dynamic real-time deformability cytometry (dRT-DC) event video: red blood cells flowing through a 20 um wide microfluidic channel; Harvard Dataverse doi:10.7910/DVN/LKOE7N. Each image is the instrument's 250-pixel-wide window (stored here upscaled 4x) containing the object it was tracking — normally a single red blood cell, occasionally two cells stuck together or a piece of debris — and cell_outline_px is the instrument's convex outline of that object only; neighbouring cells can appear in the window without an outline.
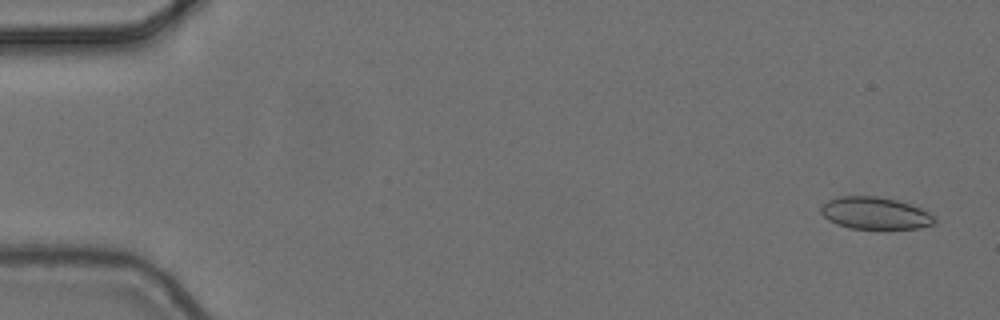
{"species": "common noctule bat (a hibernating species)", "species_latin": "Nyctalus noctula", "temperature_condition": "cold", "stored_images_in_passage": 5, "camera_frame_rate_fps": 3000, "um_per_image_px": 0.085, "animal": {"sex": "female", "body_mass_g": 24.6, "forearm_length_mm": 56.2}, "frame": {"image": 1, "passage_image": 1, "time_ms": 0.0, "image_size_px": [1000, 320], "cell_outline_px": [[936, 220], [932, 224], [916, 228], [884, 232], [848, 228], [836, 224], [828, 220], [820, 212], [820, 208], [828, 200], [840, 196], [876, 196], [896, 200], [920, 208], [936, 216]], "centroid_in_image_um": [74.38, 18.18], "position_along_channel_um": 10.6, "area_um2": 22.02}}
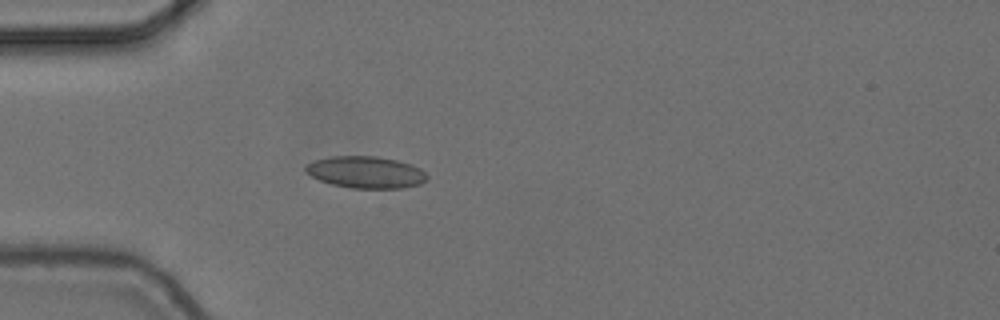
{"frame": {"image": 2, "passage_image": 5, "time_ms": 1.333, "image_size_px": [1000, 320], "cell_outline_px": [[428, 176], [420, 184], [404, 188], [352, 188], [332, 184], [320, 180], [312, 176], [304, 168], [312, 160], [332, 156], [376, 156], [396, 160], [420, 168]], "centroid_in_image_um": [31.08, 14.64], "position_along_channel_um": 53.9, "area_um2": 22.31}}